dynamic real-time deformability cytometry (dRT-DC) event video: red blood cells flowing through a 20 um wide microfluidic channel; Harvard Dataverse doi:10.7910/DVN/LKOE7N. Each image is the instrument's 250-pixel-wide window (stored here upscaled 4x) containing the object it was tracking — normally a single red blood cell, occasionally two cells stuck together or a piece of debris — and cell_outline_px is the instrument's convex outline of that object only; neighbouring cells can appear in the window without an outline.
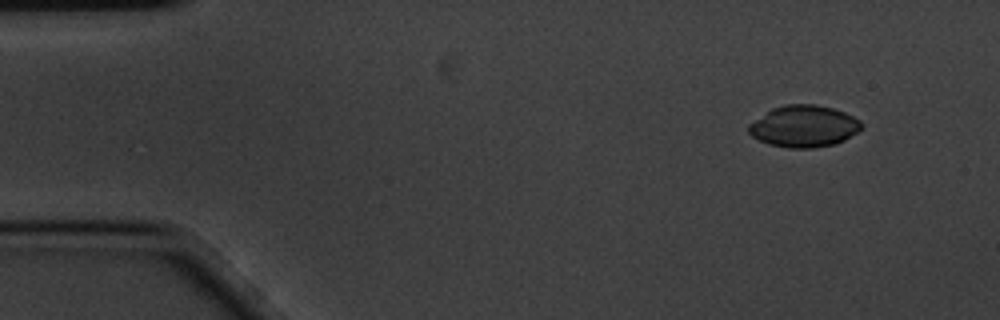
{"species": "common noctule bat (a hibernating species)", "species_latin": "Nyctalus noctula", "temperature_condition": "cold", "stored_images_in_passage": 4, "camera_frame_rate_fps": 3000, "um_per_image_px": 0.085, "animal": {"sex": "male", "body_mass_g": 20.1, "forearm_length_mm": 53.5}, "frame": {"image": 1, "passage_image": 1, "time_ms": 0.0, "image_size_px": [1000, 320], "cell_outline_px": [[860, 128], [856, 132], [844, 140], [832, 144], [812, 148], [788, 148], [768, 144], [752, 136], [748, 132], [748, 124], [772, 108], [784, 104], [816, 104], [832, 108], [844, 112], [860, 120]], "centroid_in_image_um": [68.28, 10.72], "position_along_channel_um": 16.7, "area_um2": 27.22}}
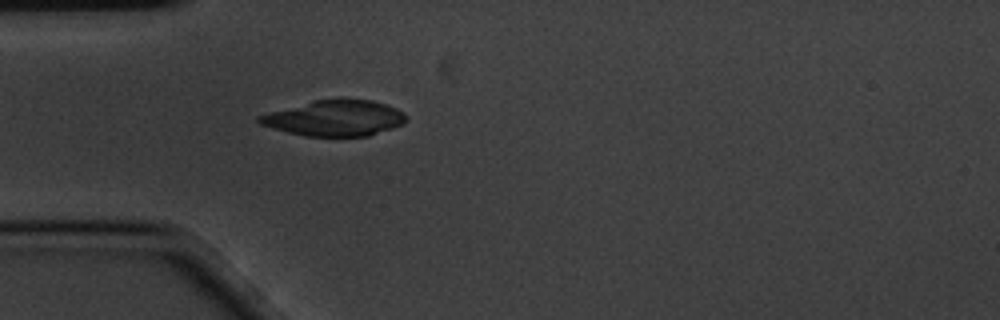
{"frame": {"image": 2, "passage_image": 4, "time_ms": 1.0, "image_size_px": [1000, 320], "cell_outline_px": [[408, 120], [392, 128], [368, 136], [304, 136], [272, 128], [260, 124], [256, 120], [256, 116], [268, 112], [312, 100], [372, 100], [396, 108], [404, 112], [408, 116]], "centroid_in_image_um": [28.42, 10.05], "position_along_channel_um": 56.6, "area_um2": 30.46}}